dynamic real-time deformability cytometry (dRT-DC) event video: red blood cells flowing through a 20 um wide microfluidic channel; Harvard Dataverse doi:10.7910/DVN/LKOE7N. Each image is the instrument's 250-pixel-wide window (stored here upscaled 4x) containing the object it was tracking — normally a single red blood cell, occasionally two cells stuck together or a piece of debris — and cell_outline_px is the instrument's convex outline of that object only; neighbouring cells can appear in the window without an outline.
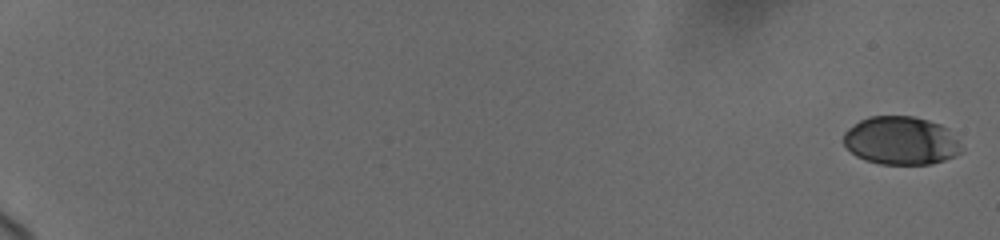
{"species": "human", "species_latin": "Homo sapiens", "temperature_condition": "cold", "stored_images_in_passage": 14, "camera_frame_rate_fps": 3000, "um_per_image_px": 0.085, "donor": {"sex": "female"}, "frame": {"image": 1, "passage_image": 1, "time_ms": 0.0, "image_size_px": [1000, 240], "cell_outline_px": [[964, 152], [956, 156], [932, 164], [880, 164], [864, 160], [856, 156], [844, 144], [844, 132], [848, 128], [860, 120], [868, 116], [912, 116], [928, 120], [940, 124], [948, 128]], "centroid_in_image_um": [76.58, 11.96], "position_along_channel_um": 8.4, "area_um2": 33.23}}
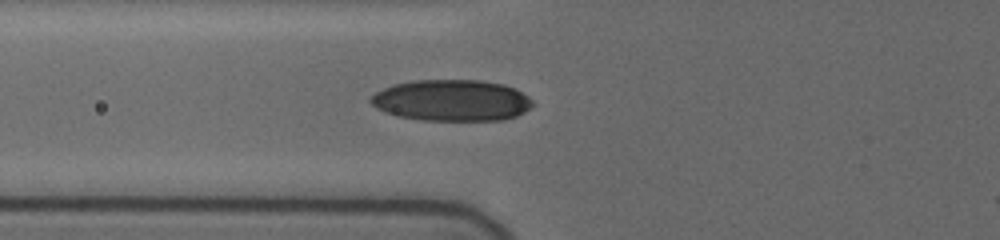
{"frame": {"image": 2, "passage_image": 12, "time_ms": 8.333, "image_size_px": [1000, 240], "cell_outline_px": [[536, 104], [532, 108], [516, 116], [504, 120], [424, 120], [400, 116], [384, 112], [376, 108], [368, 100], [376, 92], [392, 84], [412, 80], [480, 80], [504, 84], [516, 88], [528, 96]], "centroid_in_image_um": [38.43, 8.52], "position_along_channel_um": 87.4, "area_um2": 39.3}}
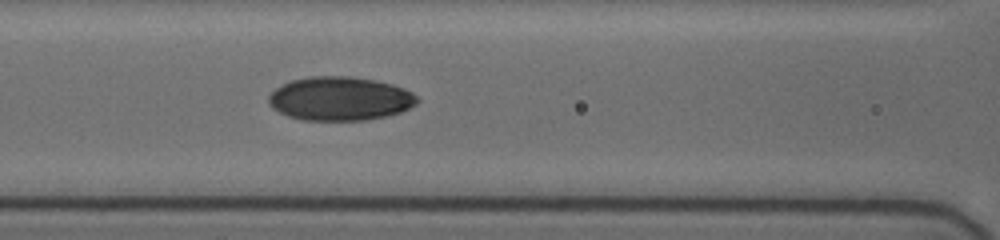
{"frame": {"image": 3, "passage_image": 14, "time_ms": 9.667, "image_size_px": [1000, 240], "cell_outline_px": [[420, 100], [416, 104], [400, 112], [384, 116], [364, 120], [304, 120], [288, 116], [272, 108], [268, 104], [268, 96], [276, 88], [292, 80], [308, 76], [348, 76], [376, 80], [392, 84], [404, 88], [412, 92]], "centroid_in_image_um": [28.89, 8.38], "position_along_channel_um": 137.7, "area_um2": 37.86}}